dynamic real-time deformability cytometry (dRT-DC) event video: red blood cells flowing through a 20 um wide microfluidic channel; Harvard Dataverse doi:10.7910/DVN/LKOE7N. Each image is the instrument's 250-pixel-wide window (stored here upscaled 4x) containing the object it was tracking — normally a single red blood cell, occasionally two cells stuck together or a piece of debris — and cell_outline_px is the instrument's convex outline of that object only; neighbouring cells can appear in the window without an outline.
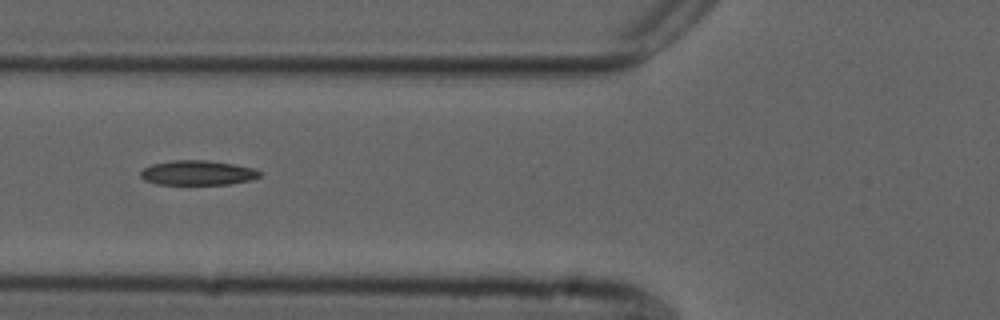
{"species": "common noctule bat (a hibernating species)", "species_latin": "Nyctalus noctula", "temperature_condition": "cold", "stored_images_in_passage": 19, "camera_frame_rate_fps": 3000, "um_per_image_px": 0.085, "animal": {"sex": "male", "forearm_length_mm": 52.5}, "frame": {"image": 1, "passage_image": 8, "time_ms": 2.333, "image_size_px": [1000, 320], "cell_outline_px": [[260, 176], [252, 180], [228, 184], [156, 184], [144, 180], [140, 176], [140, 172], [144, 168], [152, 164], [172, 160], [204, 160], [236, 164], [256, 168], [260, 172]], "centroid_in_image_um": [16.81, 14.68], "position_along_channel_um": 109.0, "area_um2": 17.22}}